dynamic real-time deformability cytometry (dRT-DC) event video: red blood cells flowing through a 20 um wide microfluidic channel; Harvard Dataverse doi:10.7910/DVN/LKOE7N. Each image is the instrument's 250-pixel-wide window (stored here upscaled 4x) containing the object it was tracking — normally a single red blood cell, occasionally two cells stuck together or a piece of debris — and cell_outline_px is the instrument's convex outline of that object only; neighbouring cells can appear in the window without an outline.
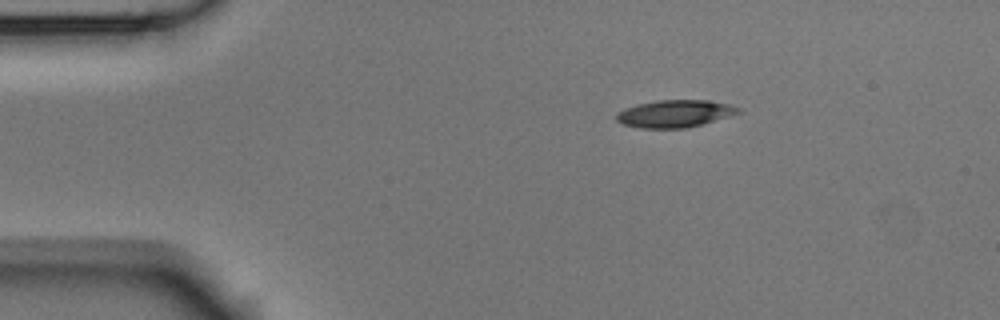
{"species": "Egyptian fruit bat (a non-hibernating species)", "species_latin": "Rousettus aegyptiacus", "temperature_condition": "room temperature", "stored_images_in_passage": 7, "camera_frame_rate_fps": 3000, "um_per_image_px": 0.085, "animal": {"sex": "male"}, "frame": {"image": 1, "passage_image": 1, "time_ms": 0.0, "image_size_px": [1000, 320], "cell_outline_px": [[740, 112], [728, 116], [688, 128], [640, 128], [624, 124], [616, 120], [616, 112], [624, 108], [636, 104], [656, 100], [708, 100], [728, 104], [740, 108]], "centroid_in_image_um": [57.31, 9.65], "position_along_channel_um": 27.7, "area_um2": 19.36}}
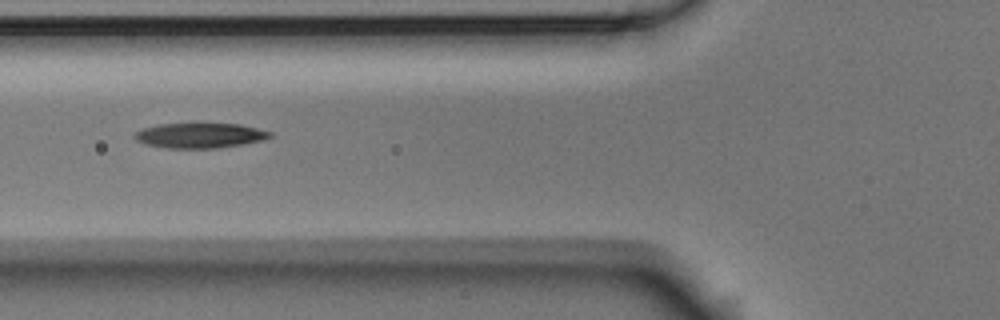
{"frame": {"image": 2, "passage_image": 4, "time_ms": 1.0, "image_size_px": [1000, 320], "cell_outline_px": [[272, 136], [264, 140], [216, 148], [168, 148], [148, 144], [136, 140], [132, 136], [136, 132], [144, 128], [160, 124], [196, 120], [240, 124], [272, 132]], "centroid_in_image_um": [16.99, 11.45], "position_along_channel_um": 108.8, "area_um2": 20.58}}
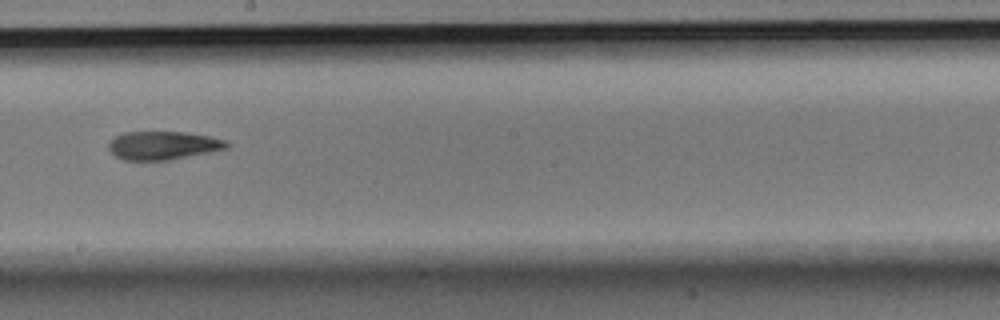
{"frame": {"image": 3, "passage_image": 7, "time_ms": 2.0, "image_size_px": [1000, 320], "cell_outline_px": [[232, 144], [228, 148], [212, 152], [172, 160], [124, 160], [116, 156], [108, 148], [108, 140], [124, 132], [184, 132], [208, 136], [224, 140]], "centroid_in_image_um": [13.88, 12.37], "position_along_channel_um": 234.3, "area_um2": 19.71}}